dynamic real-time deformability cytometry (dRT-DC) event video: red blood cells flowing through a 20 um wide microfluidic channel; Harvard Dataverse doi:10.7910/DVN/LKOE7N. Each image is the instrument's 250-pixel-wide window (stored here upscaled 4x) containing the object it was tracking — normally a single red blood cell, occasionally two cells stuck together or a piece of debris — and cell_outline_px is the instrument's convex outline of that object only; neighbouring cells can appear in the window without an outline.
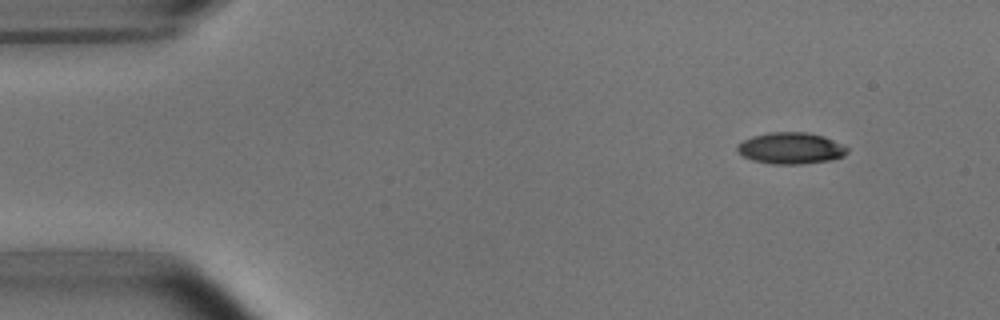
{"species": "common noctule bat (a hibernating species)", "species_latin": "Nyctalus noctula", "temperature_condition": "room temperature", "stored_images_in_passage": 8, "camera_frame_rate_fps": 3000, "um_per_image_px": 0.085, "animal": {"sex": "male", "body_mass_g": 15.6}, "frame": {"image": 1, "passage_image": 2, "time_ms": 1.333, "image_size_px": [1000, 320], "cell_outline_px": [[848, 152], [844, 156], [832, 160], [800, 164], [772, 164], [752, 160], [744, 156], [736, 148], [736, 144], [752, 136], [772, 132], [804, 132], [824, 136], [848, 148]], "centroid_in_image_um": [67.22, 12.6], "position_along_channel_um": 17.8, "area_um2": 20.06}}
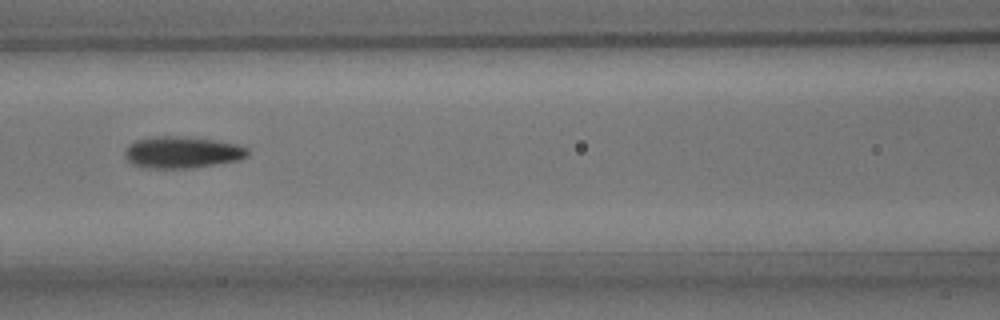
{"frame": {"image": 2, "passage_image": 7, "time_ms": 7.333, "image_size_px": [1000, 320], "cell_outline_px": [[248, 156], [240, 160], [188, 168], [148, 168], [132, 164], [124, 156], [124, 152], [128, 144], [136, 140], [152, 136], [176, 136], [212, 140], [236, 144], [248, 148]], "centroid_in_image_um": [15.44, 12.94], "position_along_channel_um": 151.2, "area_um2": 22.54}}
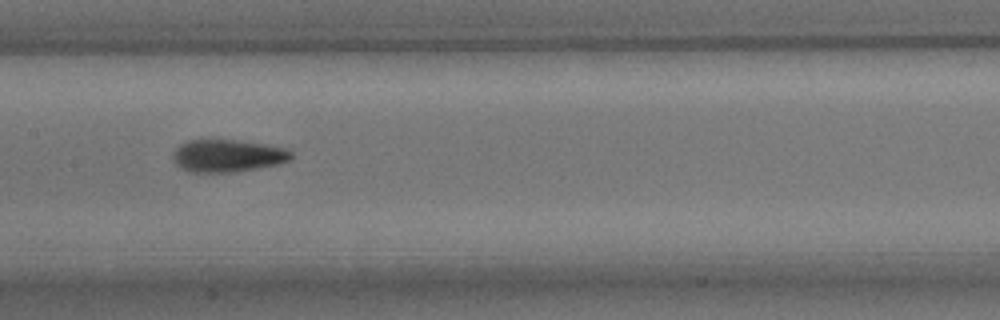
{"frame": {"image": 3, "passage_image": 8, "time_ms": 8.333, "image_size_px": [1000, 320], "cell_outline_px": [[292, 156], [288, 160], [280, 164], [232, 172], [188, 172], [180, 168], [176, 164], [172, 156], [176, 148], [180, 144], [188, 140], [236, 140], [268, 144], [288, 148], [292, 152]], "centroid_in_image_um": [19.35, 13.23], "position_along_channel_um": 188.0, "area_um2": 22.48}}